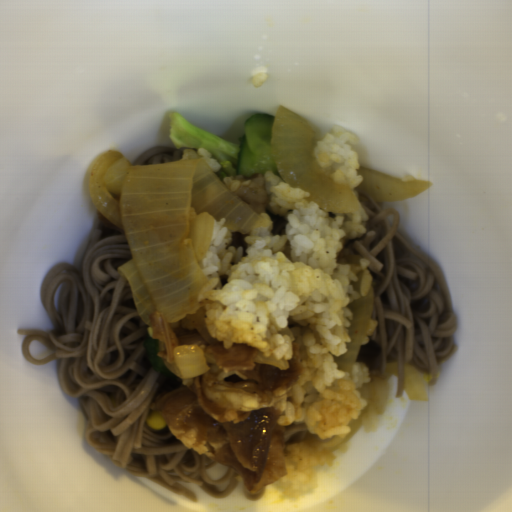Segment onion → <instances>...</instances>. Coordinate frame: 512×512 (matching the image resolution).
Instances as JSON below:
<instances>
[{
    "label": "onion",
    "mask_w": 512,
    "mask_h": 512,
    "mask_svg": "<svg viewBox=\"0 0 512 512\" xmlns=\"http://www.w3.org/2000/svg\"><path fill=\"white\" fill-rule=\"evenodd\" d=\"M88 185L100 212L126 235L131 259L117 272L146 325L152 313L175 322L197 309L208 283L200 265L216 220L232 231L267 222L203 159L133 165L108 149L94 162Z\"/></svg>",
    "instance_id": "onion-1"
},
{
    "label": "onion",
    "mask_w": 512,
    "mask_h": 512,
    "mask_svg": "<svg viewBox=\"0 0 512 512\" xmlns=\"http://www.w3.org/2000/svg\"><path fill=\"white\" fill-rule=\"evenodd\" d=\"M399 368L396 362H386L384 370L372 376L369 383H364L356 389L360 392V396L367 401L365 408L361 410V415L351 420L348 426L351 431L345 437H336L322 442V448L330 452L338 450L344 445L352 435L357 431L362 422L370 415H384L389 398L390 378L396 376L398 378Z\"/></svg>",
    "instance_id": "onion-3"
},
{
    "label": "onion",
    "mask_w": 512,
    "mask_h": 512,
    "mask_svg": "<svg viewBox=\"0 0 512 512\" xmlns=\"http://www.w3.org/2000/svg\"><path fill=\"white\" fill-rule=\"evenodd\" d=\"M164 362L170 372L180 378L203 375L209 370L204 350L196 345H177L174 360Z\"/></svg>",
    "instance_id": "onion-6"
},
{
    "label": "onion",
    "mask_w": 512,
    "mask_h": 512,
    "mask_svg": "<svg viewBox=\"0 0 512 512\" xmlns=\"http://www.w3.org/2000/svg\"><path fill=\"white\" fill-rule=\"evenodd\" d=\"M254 361L258 364H268L277 366L281 370H286L290 366L285 356L283 358H276L275 354L273 353L271 356H265L263 351L258 352Z\"/></svg>",
    "instance_id": "onion-8"
},
{
    "label": "onion",
    "mask_w": 512,
    "mask_h": 512,
    "mask_svg": "<svg viewBox=\"0 0 512 512\" xmlns=\"http://www.w3.org/2000/svg\"><path fill=\"white\" fill-rule=\"evenodd\" d=\"M373 304L374 289L370 288L365 295L356 298L352 303L346 305L353 314L352 320H350V327L348 328L350 341L346 342V352L339 356L333 355V362L337 364V370L352 375L353 365L368 332Z\"/></svg>",
    "instance_id": "onion-5"
},
{
    "label": "onion",
    "mask_w": 512,
    "mask_h": 512,
    "mask_svg": "<svg viewBox=\"0 0 512 512\" xmlns=\"http://www.w3.org/2000/svg\"><path fill=\"white\" fill-rule=\"evenodd\" d=\"M315 134L312 125L279 104L270 137L278 174L290 188L306 191L308 202L327 213L360 211L348 184L334 179L335 167L321 165L314 157Z\"/></svg>",
    "instance_id": "onion-2"
},
{
    "label": "onion",
    "mask_w": 512,
    "mask_h": 512,
    "mask_svg": "<svg viewBox=\"0 0 512 512\" xmlns=\"http://www.w3.org/2000/svg\"><path fill=\"white\" fill-rule=\"evenodd\" d=\"M356 173L362 176V181L354 191L365 192L376 203L413 197L432 186V182L427 180H400L363 165L356 169Z\"/></svg>",
    "instance_id": "onion-4"
},
{
    "label": "onion",
    "mask_w": 512,
    "mask_h": 512,
    "mask_svg": "<svg viewBox=\"0 0 512 512\" xmlns=\"http://www.w3.org/2000/svg\"><path fill=\"white\" fill-rule=\"evenodd\" d=\"M402 383L409 400L428 402L424 382L419 371L407 362L403 363Z\"/></svg>",
    "instance_id": "onion-7"
}]
</instances>
